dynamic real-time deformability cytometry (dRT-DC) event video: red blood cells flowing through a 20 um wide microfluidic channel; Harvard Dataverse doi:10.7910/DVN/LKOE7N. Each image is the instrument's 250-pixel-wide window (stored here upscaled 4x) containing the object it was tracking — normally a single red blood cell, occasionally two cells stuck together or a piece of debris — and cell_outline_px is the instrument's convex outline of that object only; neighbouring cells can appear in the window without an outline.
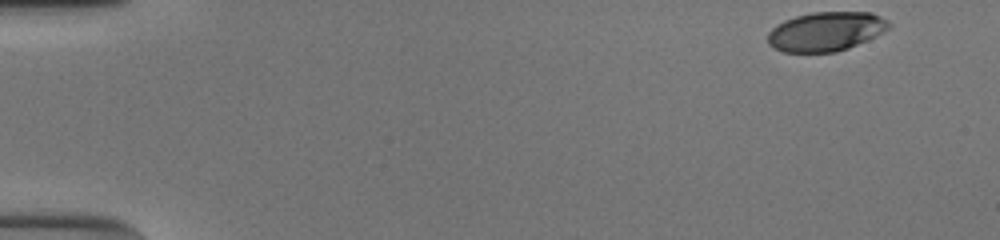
{"species": "human", "species_latin": "Homo sapiens", "temperature_condition": "cold", "stored_images_in_passage": 45, "camera_frame_rate_fps": 3000, "um_per_image_px": 0.085, "donor": {"sex": "male"}, "frame": {"image": 1, "passage_image": 1, "time_ms": 0.0, "image_size_px": [1000, 240], "cell_outline_px": [[892, 24], [888, 28], [876, 36], [848, 48], [836, 52], [784, 52], [772, 48], [768, 44], [768, 32], [776, 24], [784, 20], [796, 16], [812, 12], [872, 12], [888, 20]], "centroid_in_image_um": [70.18, 2.67], "position_along_channel_um": 14.8, "area_um2": 27.8}}
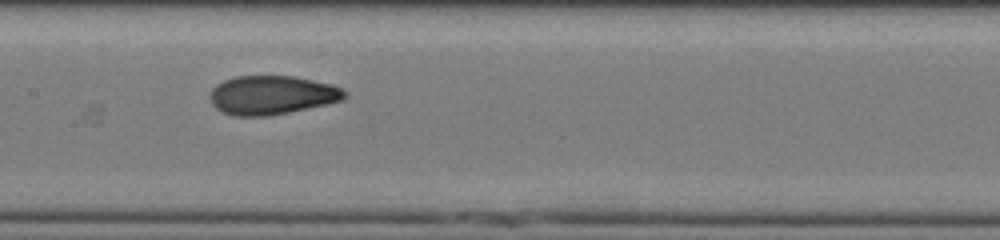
{"frame": {"image": 2, "passage_image": 25, "time_ms": 8.0, "image_size_px": [1000, 240], "cell_outline_px": [[348, 96], [344, 100], [328, 104], [268, 116], [232, 116], [220, 112], [212, 104], [208, 96], [212, 88], [216, 84], [224, 80], [236, 76], [292, 76], [332, 84], [344, 88], [348, 92]], "centroid_in_image_um": [23.12, 8.09], "position_along_channel_um": 184.3, "area_um2": 30.92}}
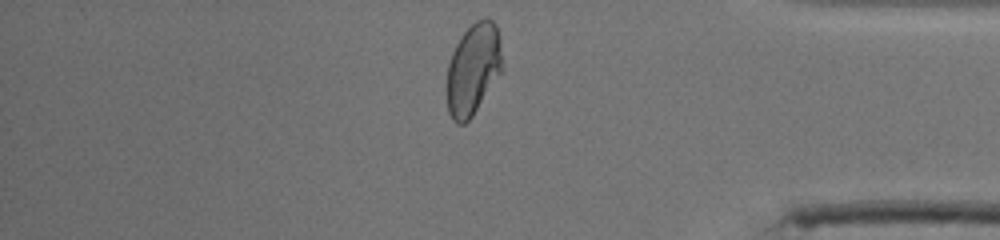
{"frame": {"image": 3, "passage_image": 43, "time_ms": 14.0, "image_size_px": [1000, 240], "cell_outline_px": [[504, 68], [472, 116], [464, 124], [456, 124], [452, 120], [448, 112], [448, 64], [452, 52], [460, 36], [476, 20], [484, 16], [488, 16], [496, 24], [500, 40]], "centroid_in_image_um": [40.25, 5.84], "position_along_channel_um": 395.0, "area_um2": 29.65}, "authors_computed_cell_mechanics": {"area_um2": 29.8826, "velocity_mm_per_s": 3.8801, "shape_relaxation_time_tau1_ms": 6.5161, "shape_relaxation_time_tau2_ms": 1.0461, "deformation_change_tau1": 0.2168, "deformation_change_tau2": 0.0626}}